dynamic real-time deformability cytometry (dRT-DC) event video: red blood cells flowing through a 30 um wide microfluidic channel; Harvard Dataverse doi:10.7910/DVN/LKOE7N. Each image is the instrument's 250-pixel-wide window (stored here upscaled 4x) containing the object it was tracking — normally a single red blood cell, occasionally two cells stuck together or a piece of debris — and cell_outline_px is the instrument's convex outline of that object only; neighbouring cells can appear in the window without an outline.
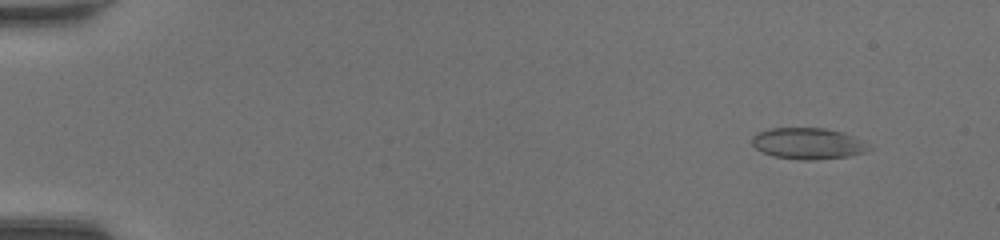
{"species": "common noctule bat (a hibernating species)", "species_latin": "Nyctalus noctula", "temperature_condition": "room temperature", "stored_images_in_passage": 49, "camera_frame_rate_fps": 3000, "um_per_image_px": 0.085, "animal": {"sex": "female", "body_mass_g": 20.0, "forearm_length_mm": 54.0}, "frame": {"image": 1, "passage_image": 5, "time_ms": 1.333, "image_size_px": [1000, 240], "cell_outline_px": [[876, 148], [864, 152], [848, 156], [812, 160], [800, 160], [772, 156], [756, 148], [752, 144], [752, 136], [756, 132], [768, 128], [824, 128], [844, 132]], "centroid_in_image_um": [68.68, 12.19], "position_along_channel_um": 16.3, "area_um2": 21.44}}
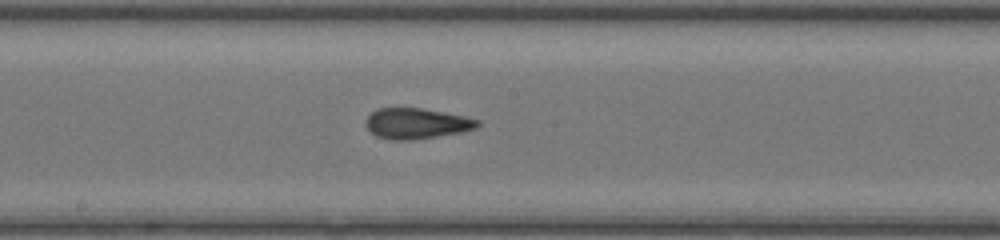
{"frame": {"image": 2, "passage_image": 28, "time_ms": 9.0, "image_size_px": [1000, 240], "cell_outline_px": [[480, 124], [476, 128], [460, 132], [412, 140], [392, 140], [376, 136], [364, 124], [364, 120], [372, 112], [380, 108], [424, 108], [464, 116], [480, 120]], "centroid_in_image_um": [35.39, 10.49], "position_along_channel_um": 212.8, "area_um2": 19.88}}
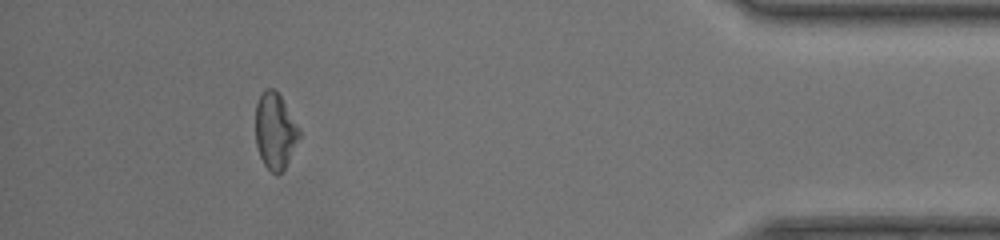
{"frame": {"image": 3, "passage_image": 45, "time_ms": 14.667, "image_size_px": [1000, 240], "cell_outline_px": [[300, 136], [284, 168], [276, 176], [264, 164], [260, 156], [256, 144], [256, 104], [264, 88], [276, 88], [300, 128]], "centroid_in_image_um": [23.38, 11.09], "position_along_channel_um": 411.8, "area_um2": 19.31}, "authors_computed_cell_mechanics": {"area_um2": 20.4034, "velocity_mm_per_s": 4.3849, "shape_relaxation_time_tau1_ms": 10.9466, "shape_relaxation_time_tau2_ms": 1.7834, "deformation_change_tau1": 0.2384, "deformation_change_tau2": 0.079}}